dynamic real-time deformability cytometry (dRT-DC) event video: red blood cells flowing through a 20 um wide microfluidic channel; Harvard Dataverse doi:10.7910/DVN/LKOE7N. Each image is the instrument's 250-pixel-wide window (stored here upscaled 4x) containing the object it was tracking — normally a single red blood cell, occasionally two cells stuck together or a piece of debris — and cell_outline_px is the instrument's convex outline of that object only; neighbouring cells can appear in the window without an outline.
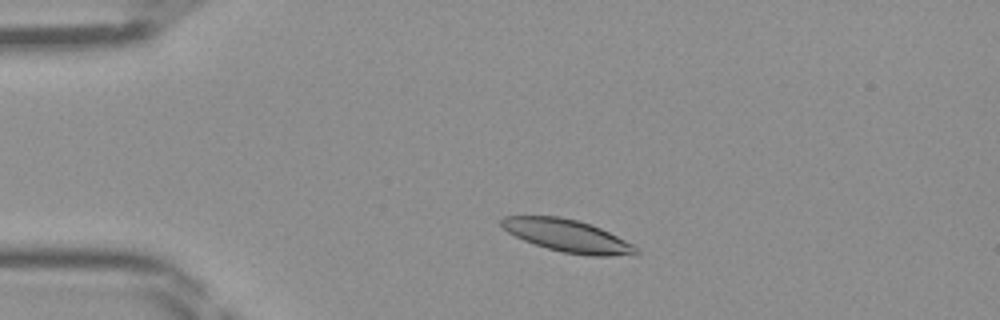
{"species": "Egyptian fruit bat (a non-hibernating species)", "species_latin": "Rousettus aegyptiacus", "temperature_condition": "room temperature", "stored_images_in_passage": 37, "camera_frame_rate_fps": 3000, "um_per_image_px": 0.085, "frame": {"image": 1, "passage_image": 7, "time_ms": 2.0, "image_size_px": [1000, 320], "cell_outline_px": [[640, 252], [636, 256], [592, 256], [564, 252], [548, 248], [524, 240], [508, 232], [500, 224], [500, 220], [504, 216], [560, 216], [580, 220], [592, 224], [640, 248]], "centroid_in_image_um": [48.3, 20.04], "position_along_channel_um": 36.7, "area_um2": 25.49}}
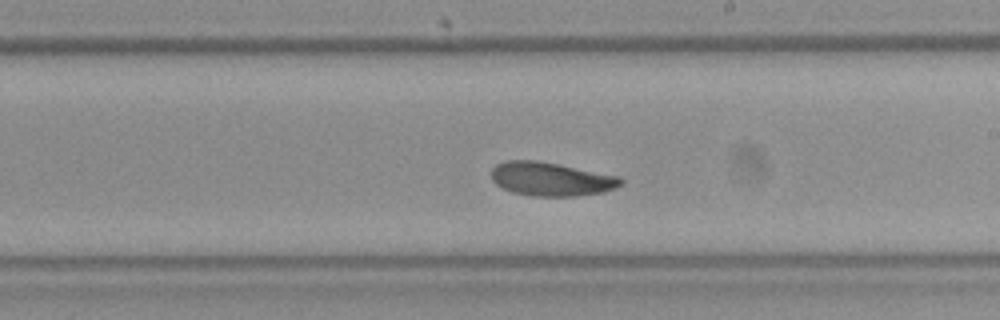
{"frame": {"image": 2, "passage_image": 24, "time_ms": 7.667, "image_size_px": [1000, 320], "cell_outline_px": [[624, 184], [604, 192], [572, 196], [532, 196], [512, 192], [496, 184], [492, 180], [492, 168], [496, 164], [504, 160], [536, 160], [560, 164], [620, 176], [624, 180]], "centroid_in_image_um": [46.86, 15.21], "position_along_channel_um": 242.1, "area_um2": 25.61}}
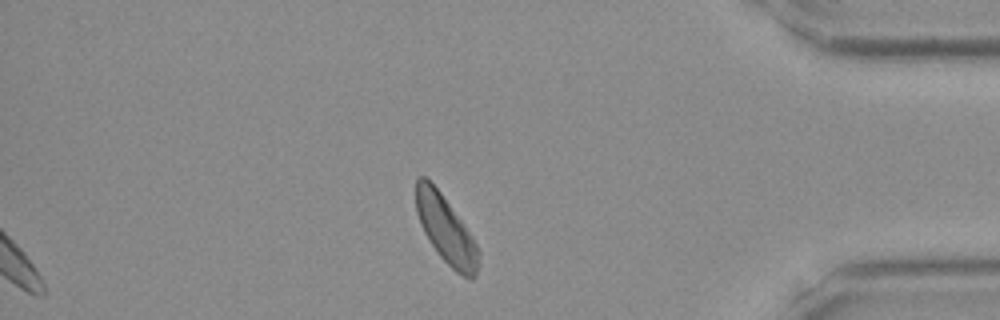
{"frame": {"image": 3, "passage_image": 37, "time_ms": 12.0, "image_size_px": [1000, 320], "cell_outline_px": [[480, 256], [476, 272], [472, 280], [468, 280], [456, 272], [440, 256], [424, 232], [420, 224], [416, 212], [416, 176], [424, 176], [440, 192], [472, 236], [480, 252]], "centroid_in_image_um": [37.9, 19.54], "position_along_channel_um": 397.3, "area_um2": 24.22}}